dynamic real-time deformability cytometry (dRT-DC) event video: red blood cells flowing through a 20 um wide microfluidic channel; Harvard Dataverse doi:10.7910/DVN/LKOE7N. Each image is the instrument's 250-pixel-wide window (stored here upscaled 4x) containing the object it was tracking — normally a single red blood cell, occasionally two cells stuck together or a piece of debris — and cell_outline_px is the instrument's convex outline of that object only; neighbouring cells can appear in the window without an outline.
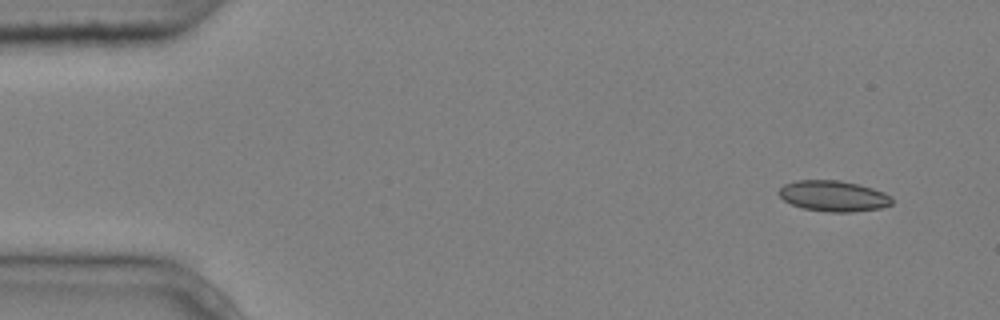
{"species": "common noctule bat (a hibernating species)", "species_latin": "Nyctalus noctula", "temperature_condition": "cold", "stored_images_in_passage": 5, "camera_frame_rate_fps": 3000, "um_per_image_px": 0.085, "animal": {"sex": "male", "body_mass_g": 20.4}, "frame": {"image": 1, "passage_image": 1, "time_ms": 0.0, "image_size_px": [1000, 320], "cell_outline_px": [[892, 204], [880, 208], [852, 212], [828, 212], [804, 208], [792, 204], [784, 200], [776, 192], [784, 184], [796, 180], [840, 180], [860, 184], [884, 192], [892, 196]], "centroid_in_image_um": [70.85, 16.65], "position_along_channel_um": 14.2, "area_um2": 20.4}}
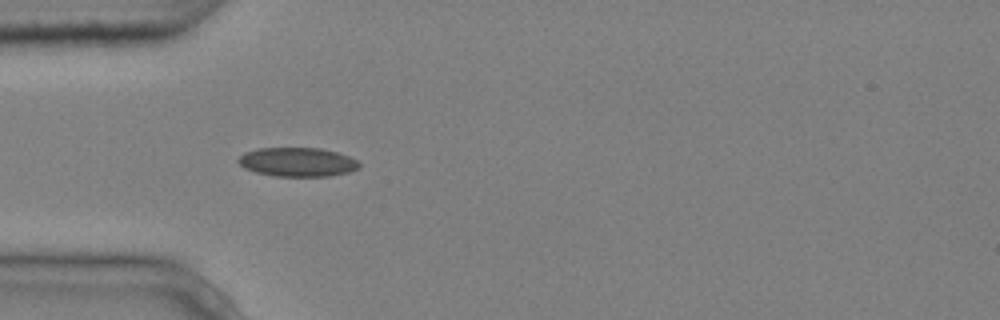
{"frame": {"image": 2, "passage_image": 4, "time_ms": 1.0, "image_size_px": [1000, 320], "cell_outline_px": [[360, 168], [348, 172], [328, 176], [276, 176], [256, 172], [244, 168], [236, 160], [244, 152], [260, 148], [320, 148], [336, 152], [348, 156], [356, 160], [360, 164]], "centroid_in_image_um": [25.27, 13.77], "position_along_channel_um": 59.7, "area_um2": 20.35}}
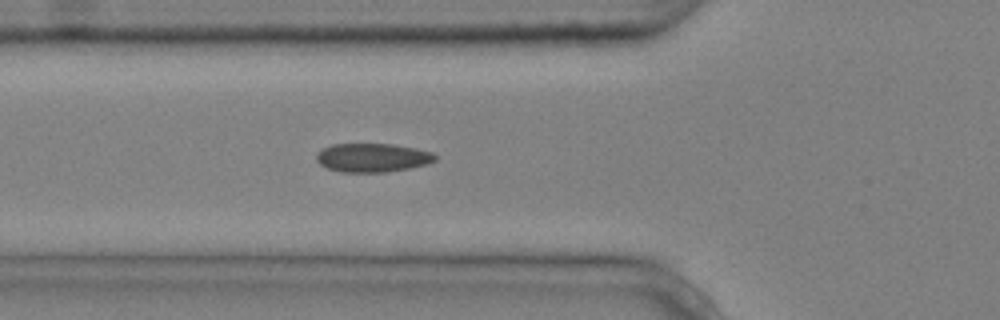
{"frame": {"image": 3, "passage_image": 5, "time_ms": 1.333, "image_size_px": [1000, 320], "cell_outline_px": [[436, 160], [428, 164], [388, 172], [340, 172], [328, 168], [320, 164], [316, 160], [316, 156], [320, 148], [332, 144], [392, 144], [416, 148], [432, 152], [436, 156]], "centroid_in_image_um": [31.65, 13.4], "position_along_channel_um": 94.2, "area_um2": 20.0}}